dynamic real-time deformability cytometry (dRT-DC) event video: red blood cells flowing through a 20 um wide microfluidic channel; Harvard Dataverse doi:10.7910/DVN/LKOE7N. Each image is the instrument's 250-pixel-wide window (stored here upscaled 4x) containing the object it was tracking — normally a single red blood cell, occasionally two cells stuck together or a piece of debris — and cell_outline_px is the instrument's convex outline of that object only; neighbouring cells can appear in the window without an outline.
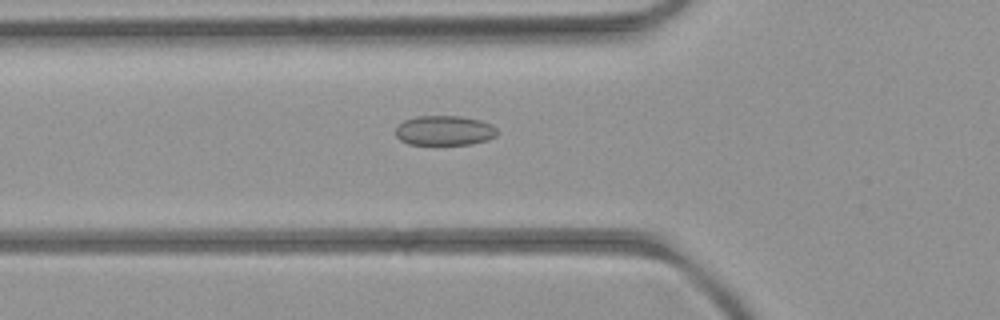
{"species": "common noctule bat (a hibernating species)", "species_latin": "Nyctalus noctula", "temperature_condition": "room temperature", "stored_images_in_passage": 4, "camera_frame_rate_fps": 3000, "um_per_image_px": 0.085, "animal": {"sex": "female", "body_mass_g": 21.9}, "frame": {"image": 1, "passage_image": 4, "time_ms": 3.333, "image_size_px": [1000, 320], "cell_outline_px": [[496, 136], [488, 140], [472, 144], [408, 144], [400, 140], [396, 136], [396, 128], [404, 120], [416, 116], [460, 116], [480, 120], [492, 124], [496, 128]], "centroid_in_image_um": [37.78, 11.09], "position_along_channel_um": 88.0, "area_um2": 17.63}}